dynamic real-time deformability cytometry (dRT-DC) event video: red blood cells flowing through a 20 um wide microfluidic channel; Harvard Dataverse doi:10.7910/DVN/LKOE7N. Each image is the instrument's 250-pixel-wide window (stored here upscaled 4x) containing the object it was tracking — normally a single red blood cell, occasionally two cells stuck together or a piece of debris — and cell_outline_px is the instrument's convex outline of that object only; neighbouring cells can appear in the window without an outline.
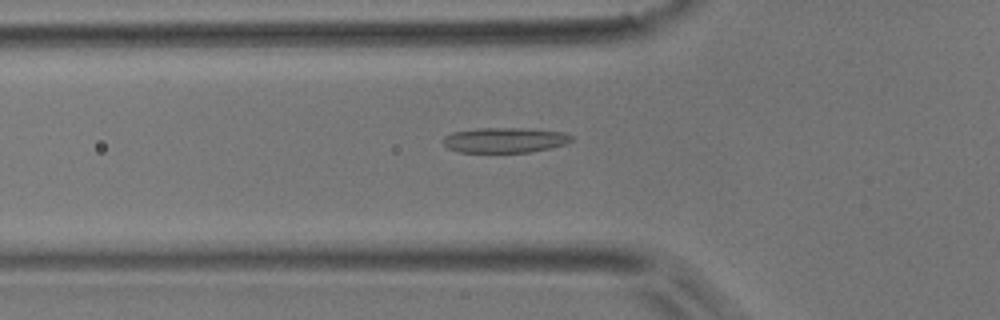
{"species": "common noctule bat (a hibernating species)", "species_latin": "Nyctalus noctula", "temperature_condition": "room temperature", "stored_images_in_passage": 36, "camera_frame_rate_fps": 3000, "um_per_image_px": 0.085, "animal": {"sex": "male", "body_mass_g": 17.9}, "frame": {"image": 1, "passage_image": 2, "time_ms": 0.333, "image_size_px": [1000, 320], "cell_outline_px": [[572, 140], [564, 144], [548, 148], [528, 152], [460, 152], [448, 148], [444, 144], [444, 136], [452, 132], [476, 128], [520, 128], [564, 132], [572, 136]], "centroid_in_image_um": [42.87, 11.9], "position_along_channel_um": 82.9, "area_um2": 18.61}}
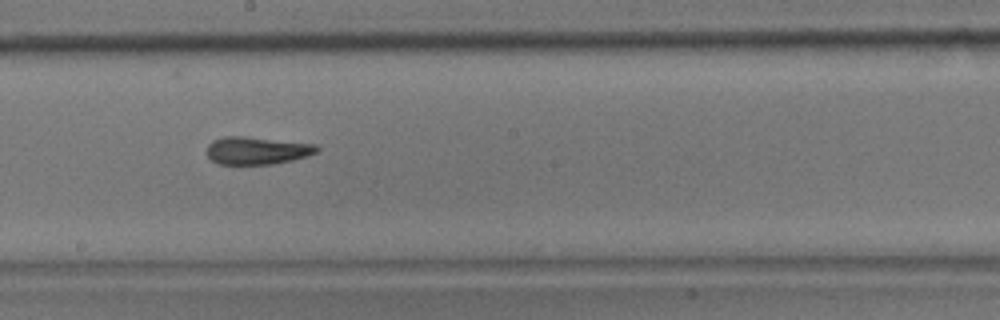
{"frame": {"image": 2, "passage_image": 13, "time_ms": 4.0, "image_size_px": [1000, 320], "cell_outline_px": [[320, 148], [316, 152], [308, 156], [292, 160], [272, 164], [216, 164], [208, 156], [208, 144], [212, 140], [224, 136], [244, 136], [316, 144]], "centroid_in_image_um": [21.84, 12.79], "position_along_channel_um": 226.4, "area_um2": 17.74}}
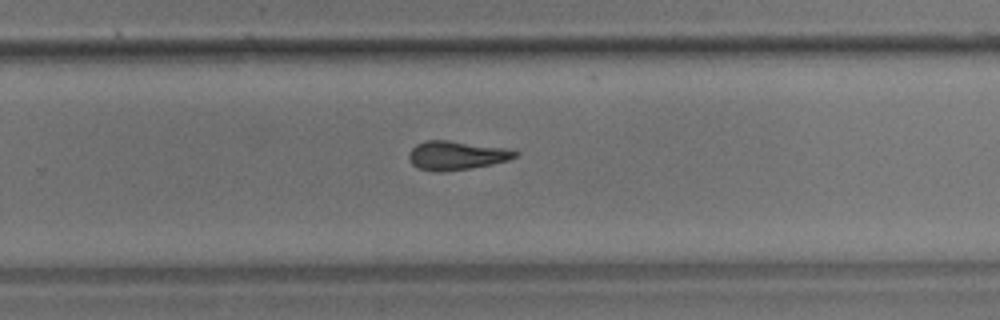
{"frame": {"image": 3, "passage_image": 18, "time_ms": 5.667, "image_size_px": [1000, 320], "cell_outline_px": [[520, 152], [516, 156], [508, 160], [492, 164], [444, 172], [436, 172], [416, 168], [408, 160], [408, 152], [416, 144], [428, 140], [448, 140], [504, 148]], "centroid_in_image_um": [38.73, 13.21], "position_along_channel_um": 291.1, "area_um2": 17.86}, "authors_computed_cell_mechanics": {"area_um2": 17.4556, "velocity_mm_per_s": 3.8936, "shape_relaxation_time_tau1_ms": null, "shape_relaxation_time_tau2_ms": 3.6156, "deformation_change_tau1": null, "deformation_change_tau2": 0.1172}}